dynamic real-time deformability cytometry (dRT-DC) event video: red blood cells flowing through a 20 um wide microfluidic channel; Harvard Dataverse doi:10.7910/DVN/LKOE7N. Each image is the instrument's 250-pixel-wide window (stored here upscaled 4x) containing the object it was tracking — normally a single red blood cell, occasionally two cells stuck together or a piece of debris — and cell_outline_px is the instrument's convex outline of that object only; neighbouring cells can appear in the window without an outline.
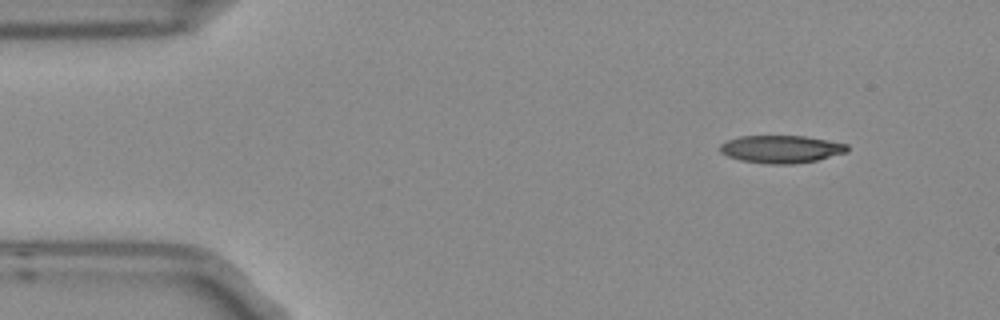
{"species": "Egyptian fruit bat (a non-hibernating species)", "species_latin": "Rousettus aegyptiacus", "temperature_condition": "room temperature", "stored_images_in_passage": 6, "camera_frame_rate_fps": 3000, "um_per_image_px": 0.085, "frame": {"image": 1, "passage_image": 1, "time_ms": 0.0, "image_size_px": [1000, 320], "cell_outline_px": [[848, 152], [816, 160], [792, 164], [768, 164], [740, 160], [728, 156], [720, 152], [720, 144], [728, 140], [740, 136], [804, 136], [828, 140], [848, 144]], "centroid_in_image_um": [66.4, 12.67], "position_along_channel_um": 18.6, "area_um2": 20.46}}
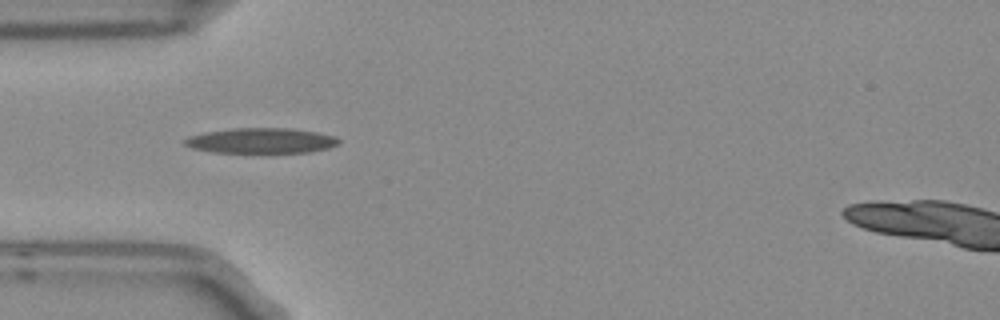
{"frame": {"image": 2, "passage_image": 4, "time_ms": 1.0, "image_size_px": [1000, 320], "cell_outline_px": [[340, 144], [328, 148], [312, 152], [212, 152], [192, 148], [184, 144], [184, 140], [188, 136], [204, 132], [232, 128], [288, 128], [316, 132], [336, 136], [340, 140]], "centroid_in_image_um": [22.21, 11.95], "position_along_channel_um": 62.8, "area_um2": 22.72}}
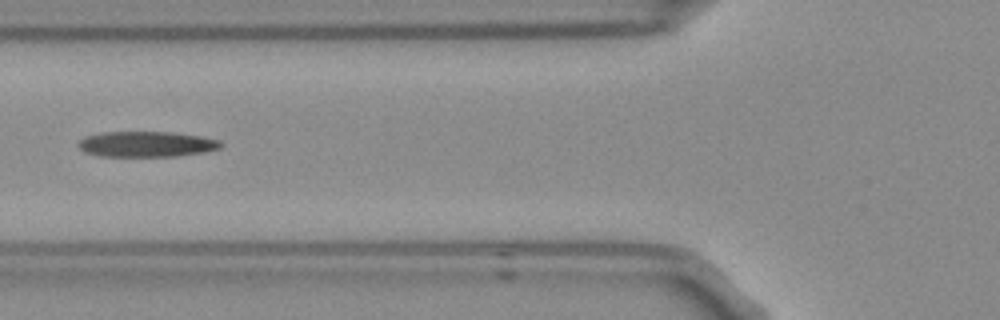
{"frame": {"image": 3, "passage_image": 5, "time_ms": 1.333, "image_size_px": [1000, 320], "cell_outline_px": [[224, 144], [220, 148], [200, 152], [172, 156], [100, 156], [84, 152], [76, 144], [84, 136], [104, 132], [172, 132], [200, 136], [220, 140]], "centroid_in_image_um": [12.41, 12.24], "position_along_channel_um": 113.4, "area_um2": 21.1}}